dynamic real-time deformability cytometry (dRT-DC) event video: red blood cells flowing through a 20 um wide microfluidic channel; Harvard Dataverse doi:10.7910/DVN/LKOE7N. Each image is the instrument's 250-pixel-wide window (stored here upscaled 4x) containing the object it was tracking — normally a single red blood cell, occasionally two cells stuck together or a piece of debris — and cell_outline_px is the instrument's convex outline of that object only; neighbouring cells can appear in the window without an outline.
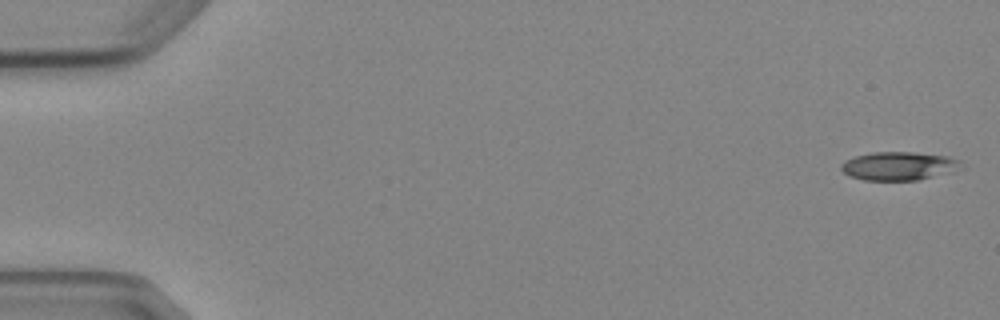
{"species": "Egyptian fruit bat (a non-hibernating species)", "species_latin": "Rousettus aegyptiacus", "temperature_condition": "cold", "stored_images_in_passage": 6, "camera_frame_rate_fps": 3000, "um_per_image_px": 0.085, "animal": {"sex": "female"}, "frame": {"image": 1, "passage_image": 1, "time_ms": 0.0, "image_size_px": [1000, 320], "cell_outline_px": [[964, 168], [916, 180], [864, 180], [848, 176], [840, 168], [840, 164], [844, 160], [856, 156], [872, 152], [912, 152], [948, 156], [960, 160]], "centroid_in_image_um": [76.37, 14.1], "position_along_channel_um": 8.6, "area_um2": 19.88}}
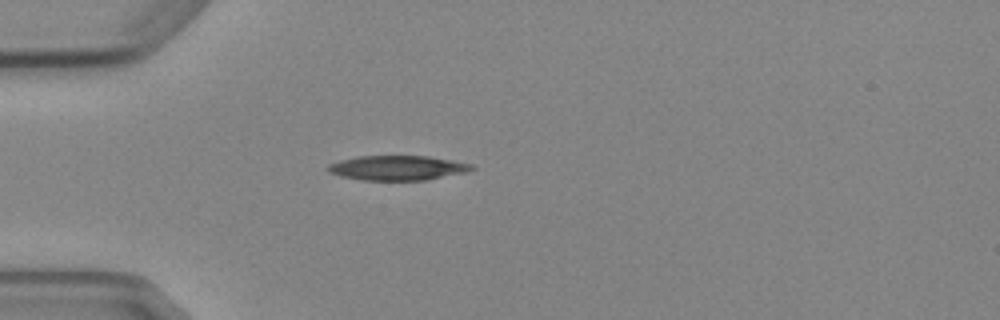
{"frame": {"image": 2, "passage_image": 5, "time_ms": 4.667, "image_size_px": [1000, 320], "cell_outline_px": [[476, 168], [468, 172], [424, 180], [364, 180], [340, 176], [328, 172], [328, 164], [340, 160], [356, 156], [428, 156], [452, 160], [472, 164]], "centroid_in_image_um": [33.8, 14.26], "position_along_channel_um": 51.2, "area_um2": 20.69}}